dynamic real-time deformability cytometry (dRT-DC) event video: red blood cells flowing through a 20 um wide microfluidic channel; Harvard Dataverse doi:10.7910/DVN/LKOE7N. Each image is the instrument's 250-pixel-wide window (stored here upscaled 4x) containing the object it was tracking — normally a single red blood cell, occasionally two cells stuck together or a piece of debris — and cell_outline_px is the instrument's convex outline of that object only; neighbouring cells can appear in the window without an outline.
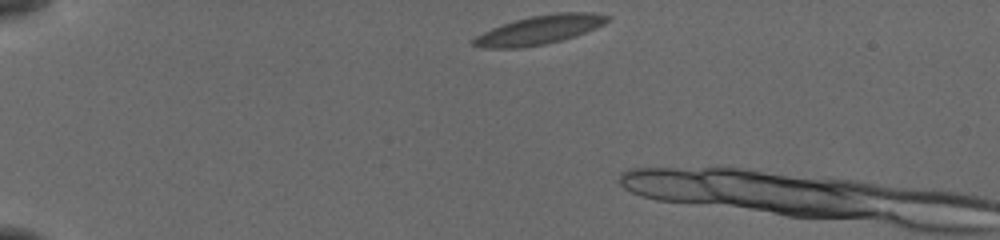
{"species": "common noctule bat (a hibernating species)", "species_latin": "Nyctalus noctula", "temperature_condition": "cold", "stored_images_in_passage": 5, "camera_frame_rate_fps": 3000, "um_per_image_px": 0.085, "animal": {"sex": "female", "body_mass_g": 19.5, "forearm_length_mm": 54.1}, "frame": {"image": 1, "passage_image": 1, "time_ms": 0.0, "image_size_px": [1000, 240], "cell_outline_px": [[612, 16], [604, 24], [584, 32], [560, 40], [544, 44], [520, 48], [484, 48], [472, 44], [472, 40], [476, 36], [492, 28], [516, 20], [532, 16], [556, 12], [584, 12]], "centroid_in_image_um": [45.83, 2.54], "position_along_channel_um": 39.2, "area_um2": 22.02}}